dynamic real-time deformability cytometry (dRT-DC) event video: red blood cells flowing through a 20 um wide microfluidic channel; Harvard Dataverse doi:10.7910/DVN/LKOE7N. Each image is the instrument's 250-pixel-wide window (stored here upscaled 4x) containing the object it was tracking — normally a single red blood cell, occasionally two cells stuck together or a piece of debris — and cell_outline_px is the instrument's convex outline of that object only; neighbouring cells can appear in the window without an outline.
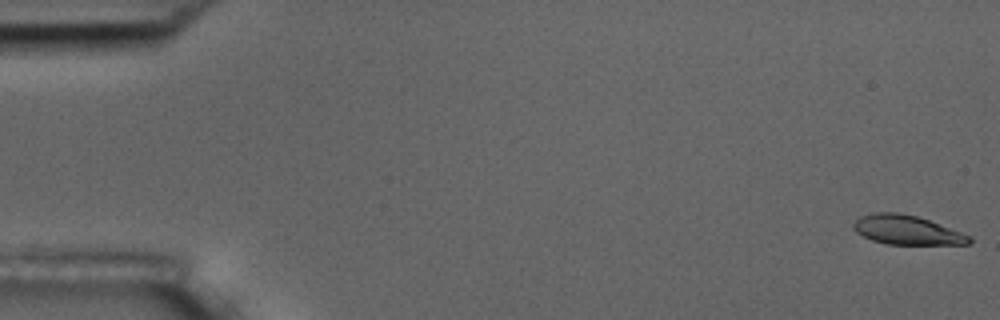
{"species": "common noctule bat (a hibernating species)", "species_latin": "Nyctalus noctula", "temperature_condition": "room temperature", "stored_images_in_passage": 8, "camera_frame_rate_fps": 3000, "um_per_image_px": 0.085, "animal": {"sex": "male", "body_mass_g": 17.5, "forearm_length_mm": 52.3}, "frame": {"image": 1, "passage_image": 1, "time_ms": 0.0, "image_size_px": [1000, 320], "cell_outline_px": [[972, 240], [968, 244], [888, 244], [872, 240], [856, 232], [852, 228], [852, 224], [860, 216], [872, 212], [896, 212], [916, 216], [928, 220], [972, 236]], "centroid_in_image_um": [77.05, 19.54], "position_along_channel_um": 8.0, "area_um2": 19.59}}